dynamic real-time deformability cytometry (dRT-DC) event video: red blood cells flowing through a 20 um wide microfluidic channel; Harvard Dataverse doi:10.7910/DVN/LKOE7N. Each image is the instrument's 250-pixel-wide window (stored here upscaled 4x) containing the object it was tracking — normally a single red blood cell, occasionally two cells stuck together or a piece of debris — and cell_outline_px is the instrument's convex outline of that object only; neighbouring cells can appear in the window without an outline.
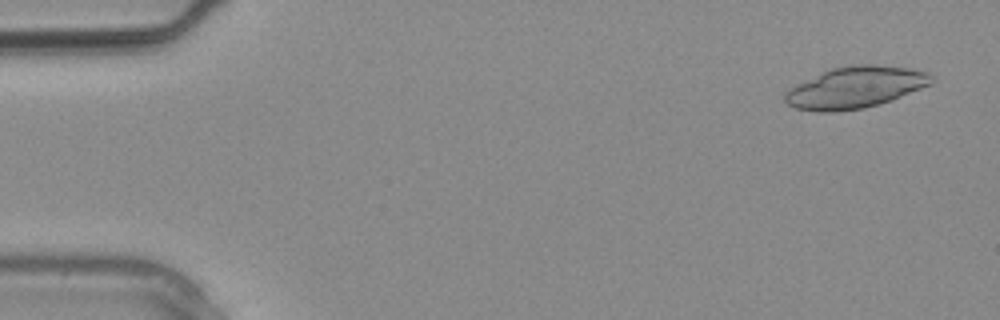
{"species": "common noctule bat (a hibernating species)", "species_latin": "Nyctalus noctula", "temperature_condition": "warm", "stored_images_in_passage": 2, "camera_frame_rate_fps": 3000, "um_per_image_px": 0.085, "animal": {"sex": "male", "body_mass_g": 20.4}, "frame": {"image": 1, "passage_image": 1, "time_ms": 0.0, "image_size_px": [1000, 320], "cell_outline_px": [[932, 84], [892, 100], [880, 104], [864, 108], [836, 112], [816, 112], [796, 108], [788, 104], [784, 100], [784, 92], [796, 84], [832, 68], [852, 64], [876, 64], [908, 68], [928, 72], [932, 76]], "centroid_in_image_um": [72.7, 7.44], "position_along_channel_um": 12.3, "area_um2": 35.55}}